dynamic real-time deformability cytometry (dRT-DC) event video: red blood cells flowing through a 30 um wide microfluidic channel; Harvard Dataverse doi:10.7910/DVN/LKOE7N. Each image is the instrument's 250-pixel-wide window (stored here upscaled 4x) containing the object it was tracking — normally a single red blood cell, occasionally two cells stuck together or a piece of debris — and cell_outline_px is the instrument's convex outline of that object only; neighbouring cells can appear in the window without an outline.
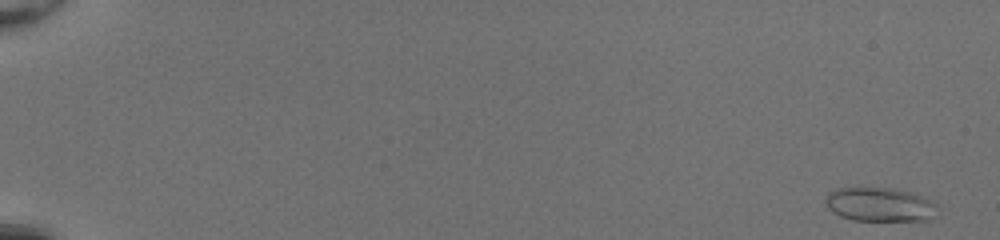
{"species": "common noctule bat (a hibernating species)", "species_latin": "Nyctalus noctula", "temperature_condition": "room temperature", "stored_images_in_passage": 52, "camera_frame_rate_fps": 3000, "um_per_image_px": 0.085, "animal": {"sex": "female", "body_mass_g": 20.0, "forearm_length_mm": 54.0}, "frame": {"image": 1, "passage_image": 2, "time_ms": 0.333, "image_size_px": [1000, 240], "cell_outline_px": [[936, 216], [928, 220], [852, 220], [840, 216], [832, 212], [828, 208], [824, 200], [828, 192], [836, 188], [892, 188], [908, 192], [932, 200], [936, 204]], "centroid_in_image_um": [74.75, 17.39], "position_along_channel_um": 10.2, "area_um2": 22.14}}
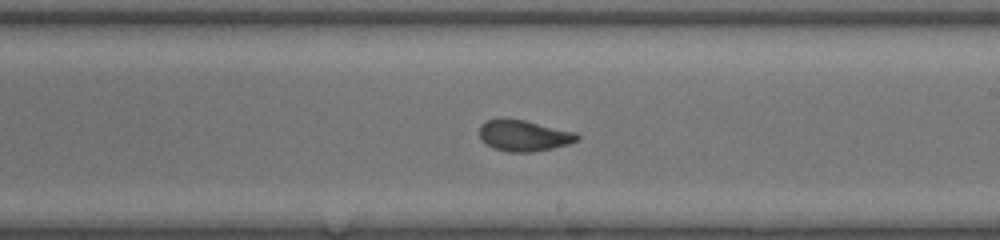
{"frame": {"image": 2, "passage_image": 33, "time_ms": 10.667, "image_size_px": [1000, 240], "cell_outline_px": [[580, 140], [568, 144], [552, 148], [532, 152], [508, 152], [492, 148], [484, 144], [480, 136], [480, 124], [488, 120], [500, 116], [524, 120], [576, 132], [580, 136]], "centroid_in_image_um": [44.5, 11.51], "position_along_channel_um": 244.5, "area_um2": 18.09}}
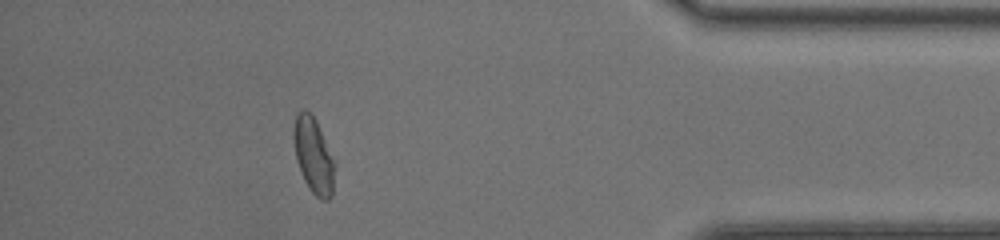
{"frame": {"image": 3, "passage_image": 47, "time_ms": 15.333, "image_size_px": [1000, 240], "cell_outline_px": [[336, 164], [332, 196], [328, 200], [320, 200], [308, 188], [304, 180], [296, 160], [292, 136], [292, 128], [296, 112], [300, 108], [304, 108], [312, 112], [316, 120]], "centroid_in_image_um": [26.63, 13.17], "position_along_channel_um": 408.6, "area_um2": 18.73}, "authors_computed_cell_mechanics": {"area_um2": 18.5249, "velocity_mm_per_s": 4.2448, "shape_relaxation_time_tau1_ms": 6.7864, "shape_relaxation_time_tau2_ms": 1.0841, "deformation_change_tau1": 0.1902, "deformation_change_tau2": 0.0619}}